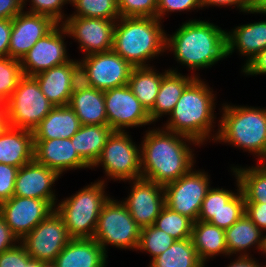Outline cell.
Returning <instances> with one entry per match:
<instances>
[{"mask_svg":"<svg viewBox=\"0 0 266 267\" xmlns=\"http://www.w3.org/2000/svg\"><path fill=\"white\" fill-rule=\"evenodd\" d=\"M186 142L200 146L195 140L164 127L146 131L140 146L141 178L165 186L189 172L195 160Z\"/></svg>","mask_w":266,"mask_h":267,"instance_id":"6da1fadb","label":"cell"},{"mask_svg":"<svg viewBox=\"0 0 266 267\" xmlns=\"http://www.w3.org/2000/svg\"><path fill=\"white\" fill-rule=\"evenodd\" d=\"M227 30L202 20L183 23L173 35L166 37V50L190 70L212 67L228 55Z\"/></svg>","mask_w":266,"mask_h":267,"instance_id":"7a4b0ae2","label":"cell"},{"mask_svg":"<svg viewBox=\"0 0 266 267\" xmlns=\"http://www.w3.org/2000/svg\"><path fill=\"white\" fill-rule=\"evenodd\" d=\"M160 23L152 17H120L114 28L112 50L133 67H148L147 60L166 51L169 35Z\"/></svg>","mask_w":266,"mask_h":267,"instance_id":"3957f363","label":"cell"},{"mask_svg":"<svg viewBox=\"0 0 266 267\" xmlns=\"http://www.w3.org/2000/svg\"><path fill=\"white\" fill-rule=\"evenodd\" d=\"M204 81L196 77L183 91L169 114L166 130L187 136L202 144L212 134L215 95Z\"/></svg>","mask_w":266,"mask_h":267,"instance_id":"277c9868","label":"cell"},{"mask_svg":"<svg viewBox=\"0 0 266 267\" xmlns=\"http://www.w3.org/2000/svg\"><path fill=\"white\" fill-rule=\"evenodd\" d=\"M222 107L213 141L240 147L257 155L260 163L266 162V109L228 104Z\"/></svg>","mask_w":266,"mask_h":267,"instance_id":"5b68a950","label":"cell"},{"mask_svg":"<svg viewBox=\"0 0 266 267\" xmlns=\"http://www.w3.org/2000/svg\"><path fill=\"white\" fill-rule=\"evenodd\" d=\"M104 182L91 183L55 206L71 238H93L99 214L110 198L104 194Z\"/></svg>","mask_w":266,"mask_h":267,"instance_id":"8992f818","label":"cell"},{"mask_svg":"<svg viewBox=\"0 0 266 267\" xmlns=\"http://www.w3.org/2000/svg\"><path fill=\"white\" fill-rule=\"evenodd\" d=\"M4 106V123L33 131L54 105L43 94L33 76H23Z\"/></svg>","mask_w":266,"mask_h":267,"instance_id":"52a82bcc","label":"cell"},{"mask_svg":"<svg viewBox=\"0 0 266 267\" xmlns=\"http://www.w3.org/2000/svg\"><path fill=\"white\" fill-rule=\"evenodd\" d=\"M142 228L134 221L126 205L109 198L104 204L93 239L107 254V245L122 249H136Z\"/></svg>","mask_w":266,"mask_h":267,"instance_id":"ba28073f","label":"cell"},{"mask_svg":"<svg viewBox=\"0 0 266 267\" xmlns=\"http://www.w3.org/2000/svg\"><path fill=\"white\" fill-rule=\"evenodd\" d=\"M130 137L125 131H113L92 167L103 165V170L110 179L129 182L140 179V147Z\"/></svg>","mask_w":266,"mask_h":267,"instance_id":"9c48e42d","label":"cell"},{"mask_svg":"<svg viewBox=\"0 0 266 267\" xmlns=\"http://www.w3.org/2000/svg\"><path fill=\"white\" fill-rule=\"evenodd\" d=\"M80 81L89 87L106 91L128 84L133 66L113 50L84 56Z\"/></svg>","mask_w":266,"mask_h":267,"instance_id":"30bf717a","label":"cell"},{"mask_svg":"<svg viewBox=\"0 0 266 267\" xmlns=\"http://www.w3.org/2000/svg\"><path fill=\"white\" fill-rule=\"evenodd\" d=\"M209 181L207 173L192 168L178 180L164 186L165 205L196 222L202 202L211 188Z\"/></svg>","mask_w":266,"mask_h":267,"instance_id":"8fae6325","label":"cell"},{"mask_svg":"<svg viewBox=\"0 0 266 267\" xmlns=\"http://www.w3.org/2000/svg\"><path fill=\"white\" fill-rule=\"evenodd\" d=\"M72 238L69 236L63 218L54 209L20 243L32 259L54 262L58 254Z\"/></svg>","mask_w":266,"mask_h":267,"instance_id":"7c38bea8","label":"cell"},{"mask_svg":"<svg viewBox=\"0 0 266 267\" xmlns=\"http://www.w3.org/2000/svg\"><path fill=\"white\" fill-rule=\"evenodd\" d=\"M108 126L124 132L128 127L150 125L147 110L132 93L128 85L104 91Z\"/></svg>","mask_w":266,"mask_h":267,"instance_id":"4fadbf2b","label":"cell"},{"mask_svg":"<svg viewBox=\"0 0 266 267\" xmlns=\"http://www.w3.org/2000/svg\"><path fill=\"white\" fill-rule=\"evenodd\" d=\"M117 20L88 17H67L63 23L68 36L78 40L85 56L112 50Z\"/></svg>","mask_w":266,"mask_h":267,"instance_id":"5bb4252c","label":"cell"},{"mask_svg":"<svg viewBox=\"0 0 266 267\" xmlns=\"http://www.w3.org/2000/svg\"><path fill=\"white\" fill-rule=\"evenodd\" d=\"M65 35L67 32L63 25L57 24L48 34L39 39L20 60L23 75L34 76L69 62L71 59L67 55Z\"/></svg>","mask_w":266,"mask_h":267,"instance_id":"9a60e30c","label":"cell"},{"mask_svg":"<svg viewBox=\"0 0 266 267\" xmlns=\"http://www.w3.org/2000/svg\"><path fill=\"white\" fill-rule=\"evenodd\" d=\"M54 209L47 200L13 195L0 204V215L12 232L21 240Z\"/></svg>","mask_w":266,"mask_h":267,"instance_id":"2e32d148","label":"cell"},{"mask_svg":"<svg viewBox=\"0 0 266 267\" xmlns=\"http://www.w3.org/2000/svg\"><path fill=\"white\" fill-rule=\"evenodd\" d=\"M132 183L129 196L122 202L141 228L151 226L165 206L164 186L143 178Z\"/></svg>","mask_w":266,"mask_h":267,"instance_id":"e0dca14e","label":"cell"},{"mask_svg":"<svg viewBox=\"0 0 266 267\" xmlns=\"http://www.w3.org/2000/svg\"><path fill=\"white\" fill-rule=\"evenodd\" d=\"M57 23L50 17L22 11L12 19L8 57L21 60Z\"/></svg>","mask_w":266,"mask_h":267,"instance_id":"ac0fdd59","label":"cell"},{"mask_svg":"<svg viewBox=\"0 0 266 267\" xmlns=\"http://www.w3.org/2000/svg\"><path fill=\"white\" fill-rule=\"evenodd\" d=\"M33 77L54 106H66L69 104L74 88L80 82L79 61L71 59L65 64L42 71Z\"/></svg>","mask_w":266,"mask_h":267,"instance_id":"d6986e66","label":"cell"},{"mask_svg":"<svg viewBox=\"0 0 266 267\" xmlns=\"http://www.w3.org/2000/svg\"><path fill=\"white\" fill-rule=\"evenodd\" d=\"M60 175L34 159L19 168L14 188V196L47 200L54 208L56 195L52 186Z\"/></svg>","mask_w":266,"mask_h":267,"instance_id":"ffe728a7","label":"cell"},{"mask_svg":"<svg viewBox=\"0 0 266 267\" xmlns=\"http://www.w3.org/2000/svg\"><path fill=\"white\" fill-rule=\"evenodd\" d=\"M34 160L60 176L69 169L91 168L77 153L71 138L34 140Z\"/></svg>","mask_w":266,"mask_h":267,"instance_id":"44dd1931","label":"cell"},{"mask_svg":"<svg viewBox=\"0 0 266 267\" xmlns=\"http://www.w3.org/2000/svg\"><path fill=\"white\" fill-rule=\"evenodd\" d=\"M33 150V131L5 123L0 127V163L20 168L34 159Z\"/></svg>","mask_w":266,"mask_h":267,"instance_id":"7402d4cb","label":"cell"},{"mask_svg":"<svg viewBox=\"0 0 266 267\" xmlns=\"http://www.w3.org/2000/svg\"><path fill=\"white\" fill-rule=\"evenodd\" d=\"M68 105L76 113L81 125H108L104 91L86 86L80 81Z\"/></svg>","mask_w":266,"mask_h":267,"instance_id":"603a6c76","label":"cell"},{"mask_svg":"<svg viewBox=\"0 0 266 267\" xmlns=\"http://www.w3.org/2000/svg\"><path fill=\"white\" fill-rule=\"evenodd\" d=\"M107 256L93 238H72L58 254V267H106Z\"/></svg>","mask_w":266,"mask_h":267,"instance_id":"cb8c5ba5","label":"cell"},{"mask_svg":"<svg viewBox=\"0 0 266 267\" xmlns=\"http://www.w3.org/2000/svg\"><path fill=\"white\" fill-rule=\"evenodd\" d=\"M81 127L76 113L66 106H54L50 113L33 130L34 140L71 138Z\"/></svg>","mask_w":266,"mask_h":267,"instance_id":"d4e9b609","label":"cell"},{"mask_svg":"<svg viewBox=\"0 0 266 267\" xmlns=\"http://www.w3.org/2000/svg\"><path fill=\"white\" fill-rule=\"evenodd\" d=\"M197 75L183 76L176 70L170 69L161 80L159 92L153 108L148 112L150 120L155 122L163 114L169 115L184 89L196 78Z\"/></svg>","mask_w":266,"mask_h":267,"instance_id":"484cf974","label":"cell"},{"mask_svg":"<svg viewBox=\"0 0 266 267\" xmlns=\"http://www.w3.org/2000/svg\"><path fill=\"white\" fill-rule=\"evenodd\" d=\"M228 36V55L234 50L247 56L246 64L266 48V21L254 22L235 27Z\"/></svg>","mask_w":266,"mask_h":267,"instance_id":"4316f807","label":"cell"},{"mask_svg":"<svg viewBox=\"0 0 266 267\" xmlns=\"http://www.w3.org/2000/svg\"><path fill=\"white\" fill-rule=\"evenodd\" d=\"M113 130L108 125H81L71 137L78 155L91 167L99 158Z\"/></svg>","mask_w":266,"mask_h":267,"instance_id":"83f0119b","label":"cell"},{"mask_svg":"<svg viewBox=\"0 0 266 267\" xmlns=\"http://www.w3.org/2000/svg\"><path fill=\"white\" fill-rule=\"evenodd\" d=\"M191 239L199 259L204 264L213 256L219 254L228 256L225 229L197 220L193 223Z\"/></svg>","mask_w":266,"mask_h":267,"instance_id":"f1b7e54d","label":"cell"},{"mask_svg":"<svg viewBox=\"0 0 266 267\" xmlns=\"http://www.w3.org/2000/svg\"><path fill=\"white\" fill-rule=\"evenodd\" d=\"M262 234L263 232L244 213L230 228L225 229L228 256L238 252L239 256H249V253H246L247 249L253 245H257L256 249L263 251L264 236Z\"/></svg>","mask_w":266,"mask_h":267,"instance_id":"f546056e","label":"cell"},{"mask_svg":"<svg viewBox=\"0 0 266 267\" xmlns=\"http://www.w3.org/2000/svg\"><path fill=\"white\" fill-rule=\"evenodd\" d=\"M154 69L150 64L148 67H134L127 84L147 112L155 104L162 77L170 70L160 74Z\"/></svg>","mask_w":266,"mask_h":267,"instance_id":"4dcf8cb0","label":"cell"},{"mask_svg":"<svg viewBox=\"0 0 266 267\" xmlns=\"http://www.w3.org/2000/svg\"><path fill=\"white\" fill-rule=\"evenodd\" d=\"M149 267H205L199 259L192 239L175 240L173 244L150 261Z\"/></svg>","mask_w":266,"mask_h":267,"instance_id":"1f68e13d","label":"cell"},{"mask_svg":"<svg viewBox=\"0 0 266 267\" xmlns=\"http://www.w3.org/2000/svg\"><path fill=\"white\" fill-rule=\"evenodd\" d=\"M231 170L239 179L245 203L266 204V162L249 168L233 167Z\"/></svg>","mask_w":266,"mask_h":267,"instance_id":"d6a6232c","label":"cell"},{"mask_svg":"<svg viewBox=\"0 0 266 267\" xmlns=\"http://www.w3.org/2000/svg\"><path fill=\"white\" fill-rule=\"evenodd\" d=\"M193 223L190 218L171 210L165 205L153 225L175 240H183L191 238Z\"/></svg>","mask_w":266,"mask_h":267,"instance_id":"836d02e7","label":"cell"},{"mask_svg":"<svg viewBox=\"0 0 266 267\" xmlns=\"http://www.w3.org/2000/svg\"><path fill=\"white\" fill-rule=\"evenodd\" d=\"M77 10L70 16L117 20L120 18L117 0H69Z\"/></svg>","mask_w":266,"mask_h":267,"instance_id":"e575fe53","label":"cell"},{"mask_svg":"<svg viewBox=\"0 0 266 267\" xmlns=\"http://www.w3.org/2000/svg\"><path fill=\"white\" fill-rule=\"evenodd\" d=\"M20 60L0 57V104L4 105L12 96L23 77Z\"/></svg>","mask_w":266,"mask_h":267,"instance_id":"d590c367","label":"cell"},{"mask_svg":"<svg viewBox=\"0 0 266 267\" xmlns=\"http://www.w3.org/2000/svg\"><path fill=\"white\" fill-rule=\"evenodd\" d=\"M175 239L154 225L143 227L137 249L147 251L152 260L168 249Z\"/></svg>","mask_w":266,"mask_h":267,"instance_id":"8d00e7d4","label":"cell"},{"mask_svg":"<svg viewBox=\"0 0 266 267\" xmlns=\"http://www.w3.org/2000/svg\"><path fill=\"white\" fill-rule=\"evenodd\" d=\"M236 195L209 221L219 228H230L245 213V197L240 188V182L236 176Z\"/></svg>","mask_w":266,"mask_h":267,"instance_id":"74e56055","label":"cell"},{"mask_svg":"<svg viewBox=\"0 0 266 267\" xmlns=\"http://www.w3.org/2000/svg\"><path fill=\"white\" fill-rule=\"evenodd\" d=\"M236 194L223 188H210L202 202L198 220L209 222Z\"/></svg>","mask_w":266,"mask_h":267,"instance_id":"f35d334b","label":"cell"},{"mask_svg":"<svg viewBox=\"0 0 266 267\" xmlns=\"http://www.w3.org/2000/svg\"><path fill=\"white\" fill-rule=\"evenodd\" d=\"M158 0H117L120 17L156 18Z\"/></svg>","mask_w":266,"mask_h":267,"instance_id":"ab89813d","label":"cell"},{"mask_svg":"<svg viewBox=\"0 0 266 267\" xmlns=\"http://www.w3.org/2000/svg\"><path fill=\"white\" fill-rule=\"evenodd\" d=\"M27 0H23V7H25ZM31 7L28 13L45 15L50 17L57 24L63 23L65 20L62 12L63 5L67 4L69 0H31Z\"/></svg>","mask_w":266,"mask_h":267,"instance_id":"60d3db41","label":"cell"},{"mask_svg":"<svg viewBox=\"0 0 266 267\" xmlns=\"http://www.w3.org/2000/svg\"><path fill=\"white\" fill-rule=\"evenodd\" d=\"M18 170V167L0 163V204L14 195Z\"/></svg>","mask_w":266,"mask_h":267,"instance_id":"b9f144b4","label":"cell"},{"mask_svg":"<svg viewBox=\"0 0 266 267\" xmlns=\"http://www.w3.org/2000/svg\"><path fill=\"white\" fill-rule=\"evenodd\" d=\"M196 8L202 9L200 0H158L156 18L161 21L164 14L166 15L169 12L189 11Z\"/></svg>","mask_w":266,"mask_h":267,"instance_id":"7bdbcfd3","label":"cell"},{"mask_svg":"<svg viewBox=\"0 0 266 267\" xmlns=\"http://www.w3.org/2000/svg\"><path fill=\"white\" fill-rule=\"evenodd\" d=\"M31 259L25 247L19 242L18 246L0 253V267H23V263H28Z\"/></svg>","mask_w":266,"mask_h":267,"instance_id":"ee69618b","label":"cell"},{"mask_svg":"<svg viewBox=\"0 0 266 267\" xmlns=\"http://www.w3.org/2000/svg\"><path fill=\"white\" fill-rule=\"evenodd\" d=\"M245 215L263 232L266 230V204L245 203Z\"/></svg>","mask_w":266,"mask_h":267,"instance_id":"f6af8a7d","label":"cell"},{"mask_svg":"<svg viewBox=\"0 0 266 267\" xmlns=\"http://www.w3.org/2000/svg\"><path fill=\"white\" fill-rule=\"evenodd\" d=\"M18 237L12 232L6 224L4 218L0 215V253H3L16 246L19 243Z\"/></svg>","mask_w":266,"mask_h":267,"instance_id":"bcb514c9","label":"cell"},{"mask_svg":"<svg viewBox=\"0 0 266 267\" xmlns=\"http://www.w3.org/2000/svg\"><path fill=\"white\" fill-rule=\"evenodd\" d=\"M242 72L246 75H266V48L251 59V61L247 64H244Z\"/></svg>","mask_w":266,"mask_h":267,"instance_id":"7dc6e473","label":"cell"},{"mask_svg":"<svg viewBox=\"0 0 266 267\" xmlns=\"http://www.w3.org/2000/svg\"><path fill=\"white\" fill-rule=\"evenodd\" d=\"M23 9V0H0V19H13Z\"/></svg>","mask_w":266,"mask_h":267,"instance_id":"c3c4849f","label":"cell"},{"mask_svg":"<svg viewBox=\"0 0 266 267\" xmlns=\"http://www.w3.org/2000/svg\"><path fill=\"white\" fill-rule=\"evenodd\" d=\"M12 19H0V57H8Z\"/></svg>","mask_w":266,"mask_h":267,"instance_id":"681fc988","label":"cell"},{"mask_svg":"<svg viewBox=\"0 0 266 267\" xmlns=\"http://www.w3.org/2000/svg\"><path fill=\"white\" fill-rule=\"evenodd\" d=\"M201 7L208 6H237L242 12L253 13V8L246 0H200Z\"/></svg>","mask_w":266,"mask_h":267,"instance_id":"f907efd6","label":"cell"},{"mask_svg":"<svg viewBox=\"0 0 266 267\" xmlns=\"http://www.w3.org/2000/svg\"><path fill=\"white\" fill-rule=\"evenodd\" d=\"M227 267H266L261 266L250 256H239L235 261L231 262Z\"/></svg>","mask_w":266,"mask_h":267,"instance_id":"816d5d0a","label":"cell"},{"mask_svg":"<svg viewBox=\"0 0 266 267\" xmlns=\"http://www.w3.org/2000/svg\"><path fill=\"white\" fill-rule=\"evenodd\" d=\"M40 260L31 259L28 263H23V267H43V264Z\"/></svg>","mask_w":266,"mask_h":267,"instance_id":"f5cc1de1","label":"cell"},{"mask_svg":"<svg viewBox=\"0 0 266 267\" xmlns=\"http://www.w3.org/2000/svg\"><path fill=\"white\" fill-rule=\"evenodd\" d=\"M265 0H246V2L253 8L257 9Z\"/></svg>","mask_w":266,"mask_h":267,"instance_id":"db71d44e","label":"cell"},{"mask_svg":"<svg viewBox=\"0 0 266 267\" xmlns=\"http://www.w3.org/2000/svg\"><path fill=\"white\" fill-rule=\"evenodd\" d=\"M261 13V14H266V0L257 8V9H253V13Z\"/></svg>","mask_w":266,"mask_h":267,"instance_id":"11a10c76","label":"cell"},{"mask_svg":"<svg viewBox=\"0 0 266 267\" xmlns=\"http://www.w3.org/2000/svg\"><path fill=\"white\" fill-rule=\"evenodd\" d=\"M4 124V106L0 104V127Z\"/></svg>","mask_w":266,"mask_h":267,"instance_id":"9f6ffc18","label":"cell"},{"mask_svg":"<svg viewBox=\"0 0 266 267\" xmlns=\"http://www.w3.org/2000/svg\"><path fill=\"white\" fill-rule=\"evenodd\" d=\"M43 267H58L54 262H47L43 264Z\"/></svg>","mask_w":266,"mask_h":267,"instance_id":"6f0895ef","label":"cell"},{"mask_svg":"<svg viewBox=\"0 0 266 267\" xmlns=\"http://www.w3.org/2000/svg\"><path fill=\"white\" fill-rule=\"evenodd\" d=\"M263 254H266V235L264 236Z\"/></svg>","mask_w":266,"mask_h":267,"instance_id":"680465c9","label":"cell"}]
</instances>
